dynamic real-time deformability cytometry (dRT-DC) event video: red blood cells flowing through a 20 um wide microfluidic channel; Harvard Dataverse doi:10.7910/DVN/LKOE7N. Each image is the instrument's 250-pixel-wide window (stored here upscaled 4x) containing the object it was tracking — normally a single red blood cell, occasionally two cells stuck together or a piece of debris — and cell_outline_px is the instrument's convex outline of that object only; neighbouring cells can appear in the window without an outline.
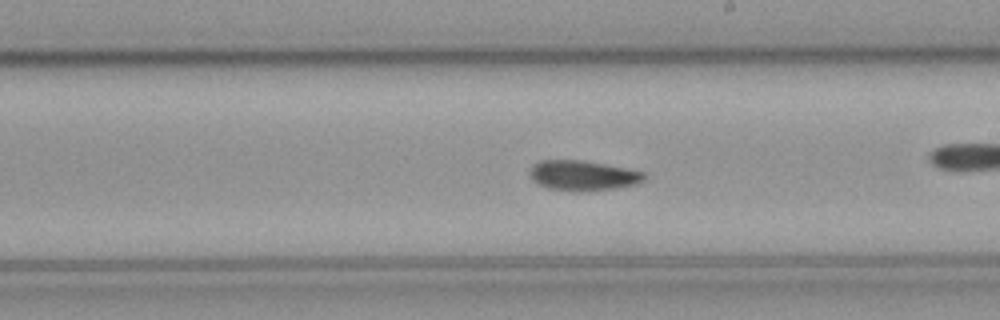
{"species": "common noctule bat (a hibernating species)", "species_latin": "Nyctalus noctula", "temperature_condition": "cold", "stored_images_in_passage": 22, "segment_of_instrument_passage": [1, 2], "camera_frame_rate_fps": 3000, "um_per_image_px": 0.085, "animal": {"sex": "male", "body_mass_g": 23.1, "forearm_length_mm": 52.7}, "frame": {"image": 1, "passage_image": 16, "time_ms": 5.0, "image_size_px": [1000, 320], "cell_outline_px": [[644, 180], [636, 184], [616, 188], [580, 192], [576, 192], [548, 188], [536, 184], [532, 180], [528, 172], [532, 164], [540, 160], [580, 160], [604, 164], [644, 172]], "centroid_in_image_um": [49.47, 14.93], "position_along_channel_um": 239.5, "area_um2": 20.17}}
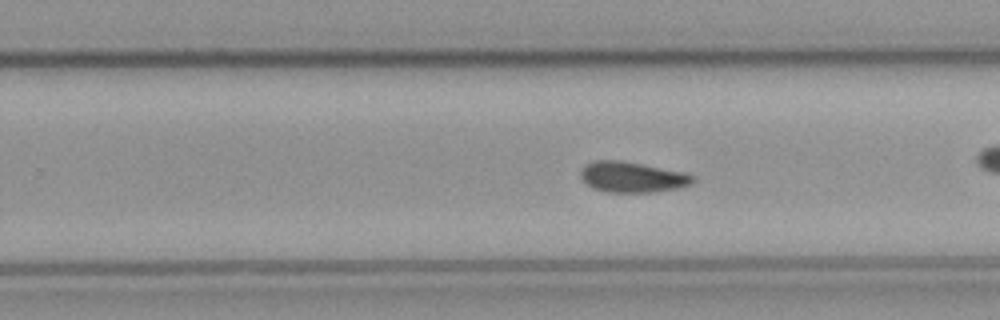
{"frame": {"image": 2, "passage_image": 19, "time_ms": 6.0, "image_size_px": [1000, 320], "cell_outline_px": [[696, 180], [692, 184], [676, 188], [652, 192], [604, 192], [592, 188], [580, 176], [580, 168], [584, 164], [592, 160], [620, 160], [684, 172], [692, 176]], "centroid_in_image_um": [53.69, 15.04], "position_along_channel_um": 276.1, "area_um2": 20.06}}